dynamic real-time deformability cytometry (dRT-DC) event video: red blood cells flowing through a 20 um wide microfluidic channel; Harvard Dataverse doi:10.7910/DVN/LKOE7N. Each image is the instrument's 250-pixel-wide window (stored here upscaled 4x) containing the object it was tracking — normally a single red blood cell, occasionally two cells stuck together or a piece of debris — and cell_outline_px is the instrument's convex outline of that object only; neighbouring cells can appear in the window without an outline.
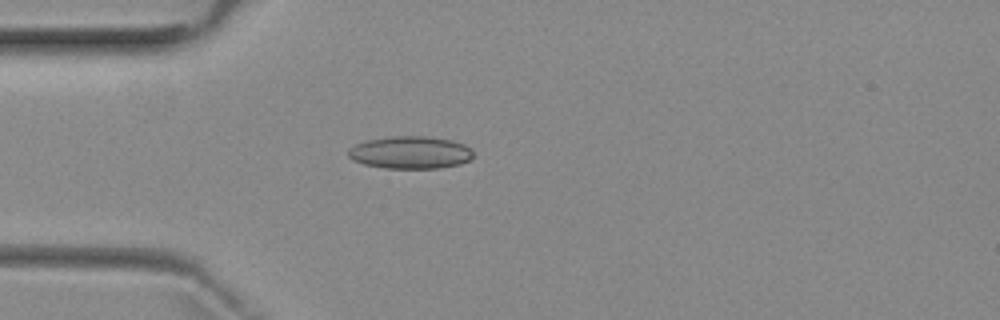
{"species": "common noctule bat (a hibernating species)", "species_latin": "Nyctalus noctula", "temperature_condition": "room temperature", "stored_images_in_passage": 3, "camera_frame_rate_fps": 3000, "um_per_image_px": 0.085, "animal": {"sex": "female", "body_mass_g": 29.2, "forearm_length_mm": 56.3}, "frame": {"image": 1, "passage_image": 3, "time_ms": 3.333, "image_size_px": [1000, 320], "cell_outline_px": [[472, 156], [468, 160], [460, 164], [440, 168], [384, 168], [364, 164], [352, 160], [348, 156], [348, 148], [364, 140], [392, 136], [424, 136], [452, 140], [464, 144], [472, 152]], "centroid_in_image_um": [34.83, 12.96], "position_along_channel_um": 50.2, "area_um2": 23.7}}